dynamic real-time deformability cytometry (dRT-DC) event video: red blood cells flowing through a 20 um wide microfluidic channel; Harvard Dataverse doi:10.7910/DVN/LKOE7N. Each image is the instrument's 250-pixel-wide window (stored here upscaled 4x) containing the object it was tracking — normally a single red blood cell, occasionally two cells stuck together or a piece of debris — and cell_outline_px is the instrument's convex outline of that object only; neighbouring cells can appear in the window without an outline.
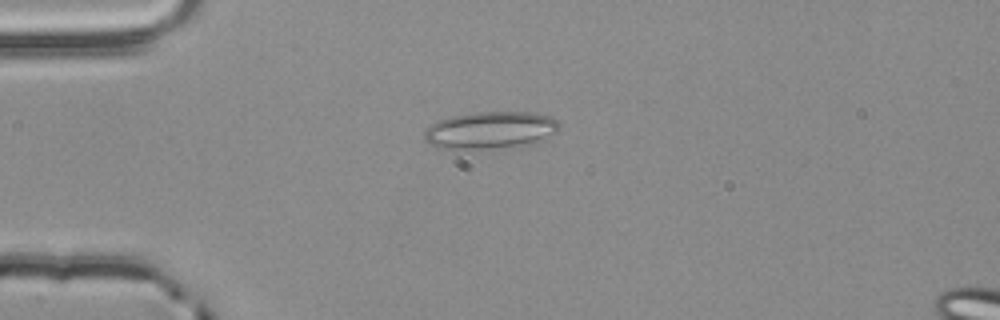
{"species": "common noctule bat (a hibernating species)", "species_latin": "Nyctalus noctula", "temperature_condition": "room temperature", "stored_images_in_passage": 44, "camera_frame_rate_fps": 3000, "um_per_image_px": 0.085, "animal": {"sex": "male", "body_mass_g": 20.4}, "frame": {"image": 1, "passage_image": 4, "time_ms": 1.0, "image_size_px": [1000, 320], "cell_outline_px": [[560, 128], [556, 132], [540, 144], [524, 148], [440, 148], [424, 140], [424, 132], [432, 124], [440, 120], [452, 116], [476, 112], [532, 112], [552, 116], [560, 124]], "centroid_in_image_um": [41.82, 11.08], "position_along_channel_um": 43.2, "area_um2": 29.88}}
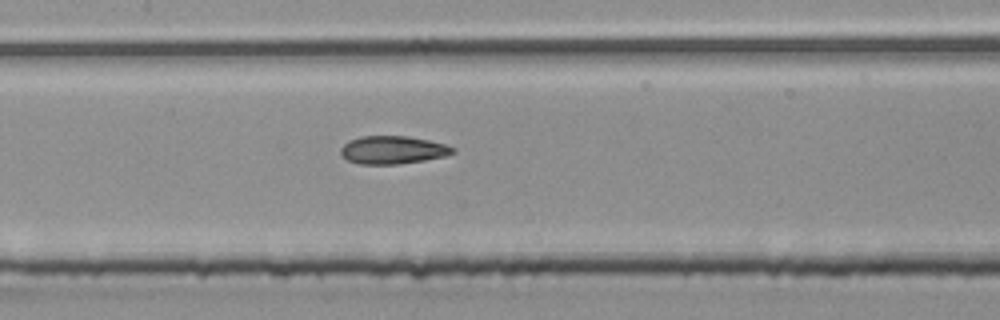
{"frame": {"image": 2, "passage_image": 16, "time_ms": 5.0, "image_size_px": [1000, 320], "cell_outline_px": [[456, 152], [444, 156], [424, 160], [396, 164], [360, 164], [348, 160], [340, 152], [340, 148], [348, 140], [360, 136], [408, 136], [448, 144], [456, 148]], "centroid_in_image_um": [33.41, 12.73], "position_along_channel_um": 174.0, "area_um2": 18.32}}
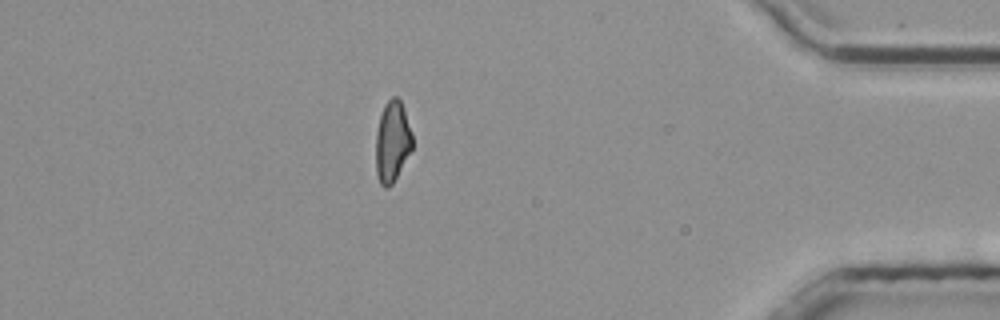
{"frame": {"image": 3, "passage_image": 37, "time_ms": 12.0, "image_size_px": [1000, 320], "cell_outline_px": [[412, 148], [392, 184], [388, 188], [384, 188], [380, 184], [376, 172], [376, 132], [380, 116], [384, 104], [392, 96], [396, 96], [400, 100], [412, 132]], "centroid_in_image_um": [33.33, 12.03], "position_along_channel_um": 401.9, "area_um2": 17.11}, "authors_computed_cell_mechanics": {"area_um2": 18.1203, "velocity_mm_per_s": 3.8727, "shape_relaxation_time_tau1_ms": 6.7574, "shape_relaxation_time_tau2_ms": 1.8506, "deformation_change_tau1": 0.1656, "deformation_change_tau2": 0.1006}}